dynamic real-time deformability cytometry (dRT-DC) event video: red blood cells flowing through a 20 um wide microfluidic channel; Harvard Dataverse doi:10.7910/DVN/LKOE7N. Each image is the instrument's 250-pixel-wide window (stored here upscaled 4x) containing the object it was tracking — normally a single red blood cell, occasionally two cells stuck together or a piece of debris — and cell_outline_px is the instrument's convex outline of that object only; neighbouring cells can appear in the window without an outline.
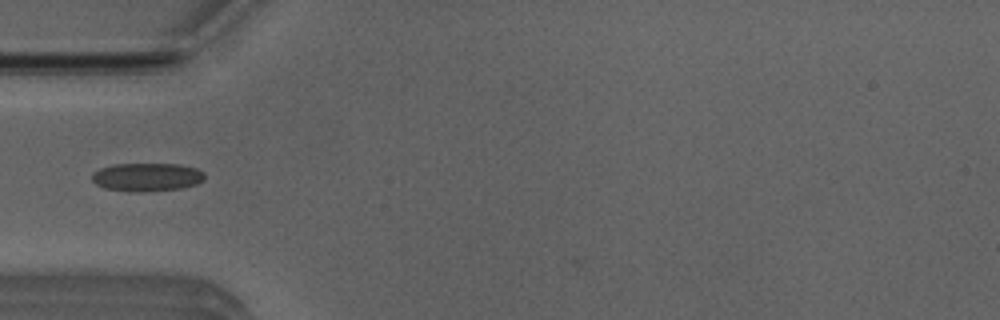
{"species": "Egyptian fruit bat (a non-hibernating species)", "species_latin": "Rousettus aegyptiacus", "temperature_condition": "room temperature", "stored_images_in_passage": 8, "camera_frame_rate_fps": 3000, "um_per_image_px": 0.085, "animal": {"sex": "male"}, "frame": {"image": 1, "passage_image": 5, "time_ms": 1.333, "image_size_px": [1000, 320], "cell_outline_px": [[204, 180], [196, 184], [180, 188], [144, 192], [128, 192], [104, 188], [96, 184], [92, 180], [92, 172], [100, 168], [116, 164], [180, 164], [196, 168], [204, 172]], "centroid_in_image_um": [12.47, 15.05], "position_along_channel_um": 72.5, "area_um2": 18.73}}